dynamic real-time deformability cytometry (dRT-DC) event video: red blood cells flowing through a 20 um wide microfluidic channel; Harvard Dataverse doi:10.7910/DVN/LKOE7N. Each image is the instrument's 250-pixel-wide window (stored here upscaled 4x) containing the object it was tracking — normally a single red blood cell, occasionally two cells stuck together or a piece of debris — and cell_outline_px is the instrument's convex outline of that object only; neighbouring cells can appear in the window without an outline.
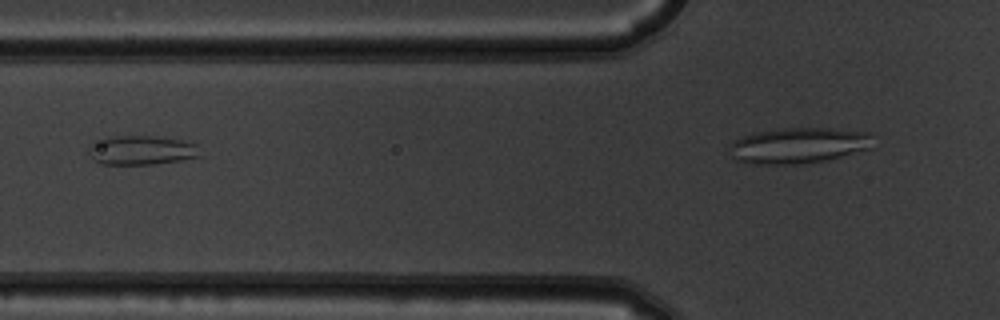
{"species": "common noctule bat (a hibernating species)", "species_latin": "Nyctalus noctula", "temperature_condition": "warm", "stored_images_in_passage": 3, "camera_frame_rate_fps": 3000, "um_per_image_px": 0.085, "animal": {"sex": "male", "body_mass_g": 19.5, "forearm_length_mm": 54.6}, "frame": {"image": 1, "passage_image": 2, "time_ms": 0.333, "image_size_px": [1000, 320], "cell_outline_px": [[204, 156], [180, 160], [152, 164], [100, 164], [88, 152], [88, 144], [92, 140], [104, 136], [152, 136], [180, 140], [196, 144]], "centroid_in_image_um": [11.98, 12.75], "position_along_channel_um": 113.8, "area_um2": 19.25}}